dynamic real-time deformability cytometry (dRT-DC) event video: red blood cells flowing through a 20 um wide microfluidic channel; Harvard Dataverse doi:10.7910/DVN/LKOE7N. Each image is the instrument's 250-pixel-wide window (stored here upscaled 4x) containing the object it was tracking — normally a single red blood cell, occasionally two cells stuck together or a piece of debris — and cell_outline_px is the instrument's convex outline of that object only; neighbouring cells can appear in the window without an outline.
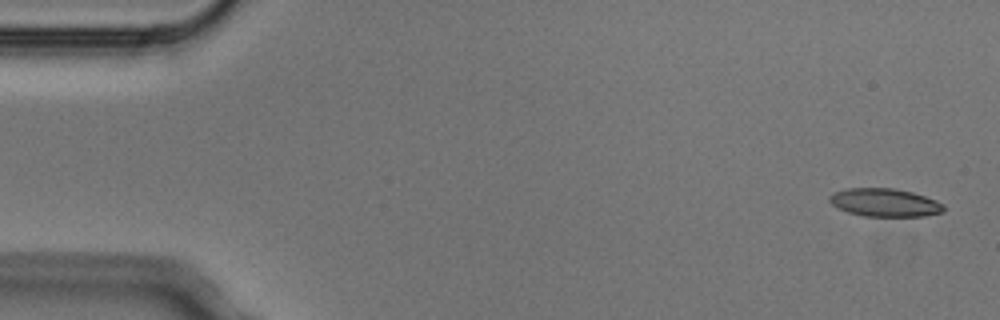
{"species": "Egyptian fruit bat (a non-hibernating species)", "species_latin": "Rousettus aegyptiacus", "temperature_condition": "cold", "stored_images_in_passage": 7, "camera_frame_rate_fps": 3000, "um_per_image_px": 0.085, "animal": {"sex": "male"}, "frame": {"image": 1, "passage_image": 1, "time_ms": 0.0, "image_size_px": [1000, 320], "cell_outline_px": [[944, 212], [924, 216], [864, 216], [848, 212], [832, 204], [828, 200], [828, 196], [836, 192], [848, 188], [892, 188], [912, 192], [936, 200], [944, 204]], "centroid_in_image_um": [75.22, 17.22], "position_along_channel_um": 9.8, "area_um2": 18.61}}
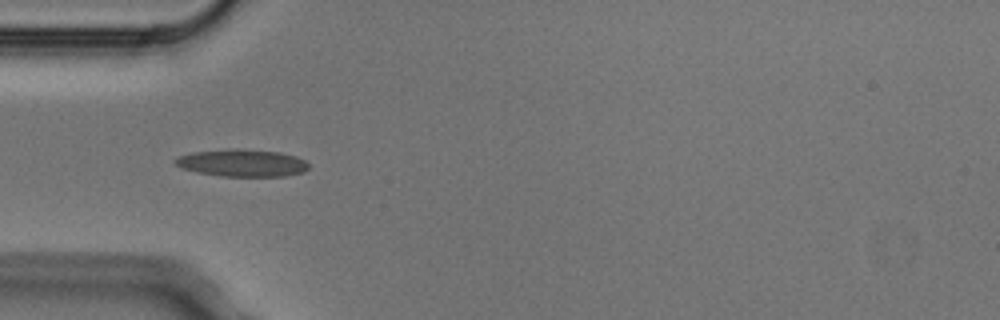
{"frame": {"image": 2, "passage_image": 5, "time_ms": 1.333, "image_size_px": [1000, 320], "cell_outline_px": [[308, 168], [304, 172], [284, 176], [220, 176], [196, 172], [180, 168], [172, 160], [180, 156], [192, 152], [236, 148], [280, 152], [296, 156], [304, 160], [308, 164]], "centroid_in_image_um": [20.56, 13.85], "position_along_channel_um": 64.4, "area_um2": 21.27}}
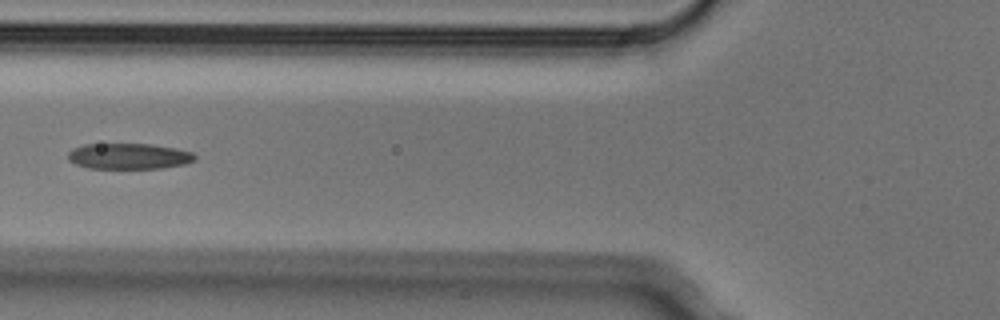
{"frame": {"image": 3, "passage_image": 6, "time_ms": 1.667, "image_size_px": [1000, 320], "cell_outline_px": [[196, 160], [184, 164], [164, 168], [88, 168], [76, 164], [68, 160], [68, 152], [72, 148], [84, 144], [152, 144], [176, 148], [192, 152], [196, 156]], "centroid_in_image_um": [10.95, 13.27], "position_along_channel_um": 114.8, "area_um2": 19.19}}